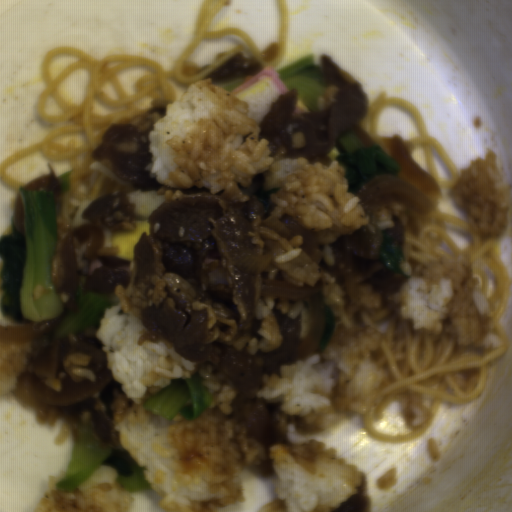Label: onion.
<instances>
[{"label": "onion", "instance_id": "06740285", "mask_svg": "<svg viewBox=\"0 0 512 512\" xmlns=\"http://www.w3.org/2000/svg\"><path fill=\"white\" fill-rule=\"evenodd\" d=\"M119 250L118 246L104 245L98 225L80 224L66 235L53 281L63 308L57 318L37 322L29 353L24 355L25 363L9 393L24 403L56 411L74 443L80 441V426L90 421L99 449L124 451L115 424L134 400L113 377L108 352L101 350L105 345L95 333L99 324L62 338L55 332L79 306L76 291L85 287V279L97 267L99 257H116Z\"/></svg>", "mask_w": 512, "mask_h": 512}, {"label": "onion", "instance_id": "55239325", "mask_svg": "<svg viewBox=\"0 0 512 512\" xmlns=\"http://www.w3.org/2000/svg\"><path fill=\"white\" fill-rule=\"evenodd\" d=\"M388 154L399 164V176L382 175L363 186L357 194L366 210L381 202L397 201L416 213L429 214L443 195L439 182L416 163L400 134L382 136Z\"/></svg>", "mask_w": 512, "mask_h": 512}, {"label": "onion", "instance_id": "6bf65262", "mask_svg": "<svg viewBox=\"0 0 512 512\" xmlns=\"http://www.w3.org/2000/svg\"><path fill=\"white\" fill-rule=\"evenodd\" d=\"M262 227L271 229L279 236L290 240L302 237L299 255L284 262H275V257L286 253L278 242L263 239V252L258 249L237 250L232 256L234 266L247 275L263 274L273 266L303 281V286L272 279H260L261 295H277L290 299H301L309 312L307 335L293 348V358L306 360L319 351L326 326L324 287L318 284L323 276L321 261L324 256L319 248L317 231L304 228L287 213L278 219H269Z\"/></svg>", "mask_w": 512, "mask_h": 512}]
</instances>
